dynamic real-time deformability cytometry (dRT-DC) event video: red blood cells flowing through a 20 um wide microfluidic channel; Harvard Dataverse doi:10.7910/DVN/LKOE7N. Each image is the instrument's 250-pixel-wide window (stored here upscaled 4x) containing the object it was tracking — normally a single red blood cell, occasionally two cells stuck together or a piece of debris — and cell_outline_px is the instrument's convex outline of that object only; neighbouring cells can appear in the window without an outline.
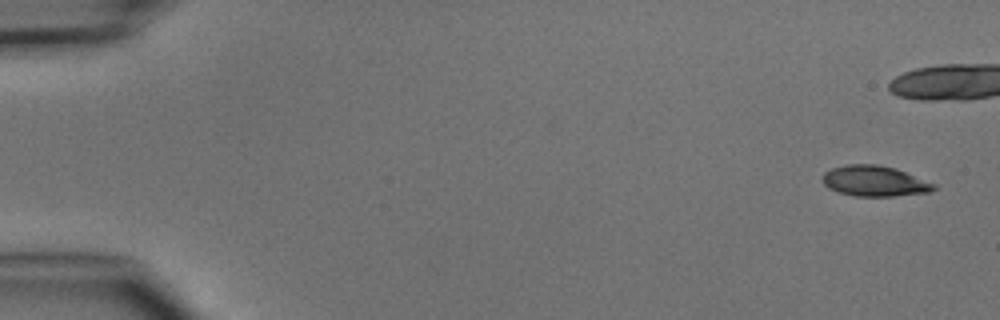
{"species": "common noctule bat (a hibernating species)", "species_latin": "Nyctalus noctula", "temperature_condition": "cold", "stored_images_in_passage": 6, "camera_frame_rate_fps": 3000, "um_per_image_px": 0.085, "animal": {"sex": "male", "body_mass_g": 15.6}, "frame": {"image": 1, "passage_image": 1, "time_ms": 0.0, "image_size_px": [1000, 320], "cell_outline_px": [[936, 188], [928, 192], [892, 196], [856, 196], [840, 192], [828, 188], [824, 184], [824, 172], [832, 168], [848, 164], [876, 164], [896, 168], [936, 184]], "centroid_in_image_um": [74.35, 15.38], "position_along_channel_um": 10.6, "area_um2": 19.65}}